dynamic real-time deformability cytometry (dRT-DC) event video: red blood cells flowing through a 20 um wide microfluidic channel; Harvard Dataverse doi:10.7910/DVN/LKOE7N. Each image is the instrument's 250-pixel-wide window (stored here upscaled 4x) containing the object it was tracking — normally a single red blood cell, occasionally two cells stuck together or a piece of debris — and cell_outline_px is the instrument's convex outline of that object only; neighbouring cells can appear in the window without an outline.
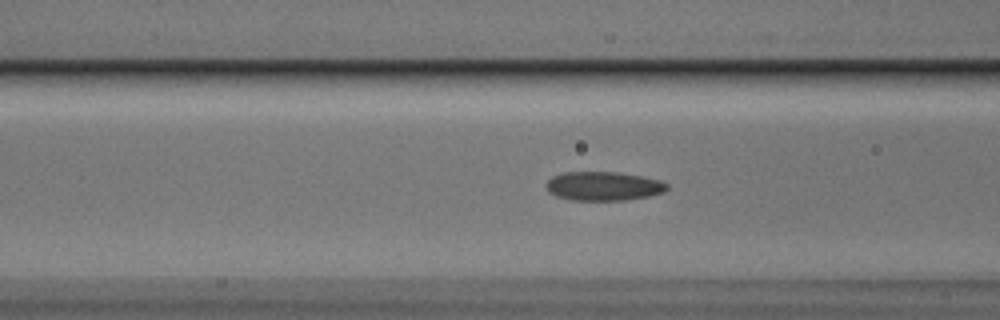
{"species": "Egyptian fruit bat (a non-hibernating species)", "species_latin": "Rousettus aegyptiacus", "temperature_condition": "cold", "stored_images_in_passage": 39, "camera_frame_rate_fps": 3000, "um_per_image_px": 0.085, "animal": {"sex": "male"}, "frame": {"image": 1, "passage_image": 6, "time_ms": 1.667, "image_size_px": [1000, 320], "cell_outline_px": [[664, 188], [656, 192], [636, 196], [568, 196], [556, 192], [548, 184], [552, 180], [560, 176], [628, 176], [648, 180], [664, 184]], "centroid_in_image_um": [51.34, 15.81], "position_along_channel_um": 115.3, "area_um2": 14.22}}
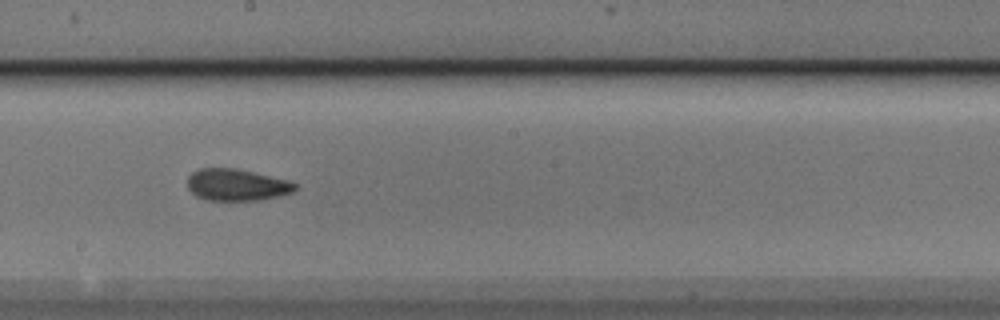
{"frame": {"image": 2, "passage_image": 15, "time_ms": 4.667, "image_size_px": [1000, 320], "cell_outline_px": [[292, 188], [284, 192], [264, 196], [204, 196], [196, 192], [192, 188], [192, 176], [200, 172], [240, 172], [276, 180], [292, 184]], "centroid_in_image_um": [20.09, 15.7], "position_along_channel_um": 228.1, "area_um2": 14.1}}
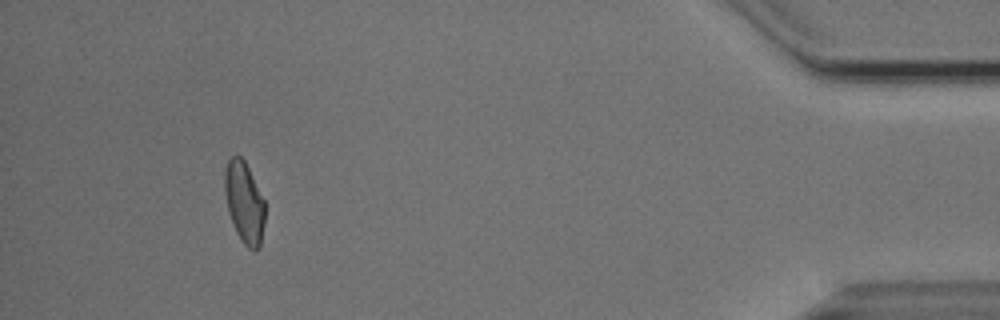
{"frame": {"image": 3, "passage_image": 35, "time_ms": 11.333, "image_size_px": [1000, 320], "cell_outline_px": [[264, 220], [260, 240], [256, 248], [244, 240], [240, 236], [236, 228], [228, 204], [228, 164], [240, 160], [244, 164], [264, 200]], "centroid_in_image_um": [20.85, 17.3], "position_along_channel_um": 414.3, "area_um2": 15.9}, "authors_computed_cell_mechanics": {"area_um2": 15.7794, "velocity_mm_per_s": 3.7634, "shape_relaxation_time_tau1_ms": null, "shape_relaxation_time_tau2_ms": 3.1575, "deformation_change_tau1": null, "deformation_change_tau2": 0.0932}}